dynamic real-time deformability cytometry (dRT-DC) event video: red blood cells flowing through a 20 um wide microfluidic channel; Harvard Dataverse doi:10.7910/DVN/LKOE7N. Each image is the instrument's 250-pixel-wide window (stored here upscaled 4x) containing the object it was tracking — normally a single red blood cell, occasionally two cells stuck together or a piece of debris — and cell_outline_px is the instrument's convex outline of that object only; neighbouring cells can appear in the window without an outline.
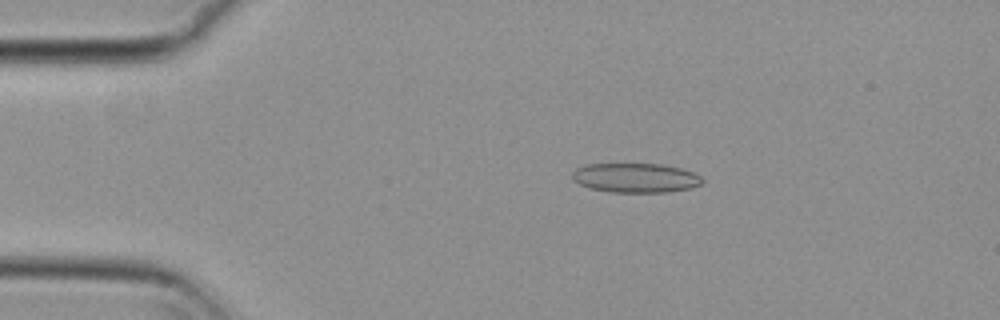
{"species": "common noctule bat (a hibernating species)", "species_latin": "Nyctalus noctula", "temperature_condition": "cold", "stored_images_in_passage": 55, "camera_frame_rate_fps": 3000, "um_per_image_px": 0.085, "animal": {"sex": "female", "body_mass_g": 29.2, "forearm_length_mm": 56.3}, "frame": {"image": 1, "passage_image": 11, "time_ms": 3.333, "image_size_px": [1000, 320], "cell_outline_px": [[704, 180], [700, 184], [688, 188], [664, 192], [612, 192], [588, 188], [572, 180], [572, 172], [576, 168], [584, 164], [660, 164], [680, 168], [692, 172], [700, 176]], "centroid_in_image_um": [53.96, 15.11], "position_along_channel_um": 31.0, "area_um2": 22.2}}
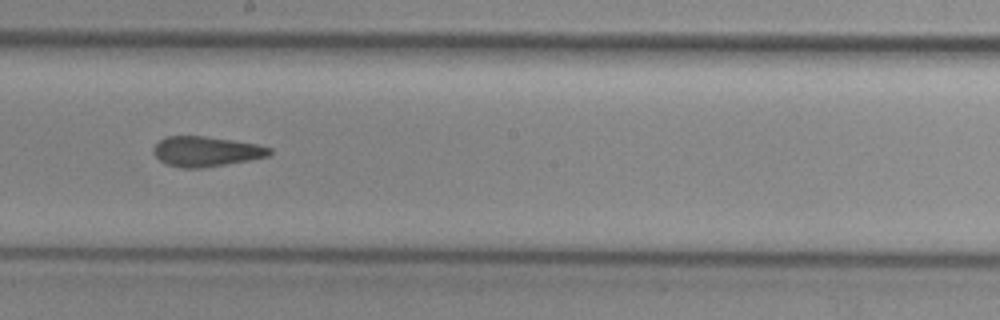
{"frame": {"image": 2, "passage_image": 31, "time_ms": 10.0, "image_size_px": [1000, 320], "cell_outline_px": [[272, 152], [268, 156], [248, 160], [204, 168], [180, 168], [168, 164], [160, 160], [152, 152], [152, 148], [164, 136], [204, 136], [256, 144], [272, 148]], "centroid_in_image_um": [17.49, 12.87], "position_along_channel_um": 230.7, "area_um2": 20.23}}
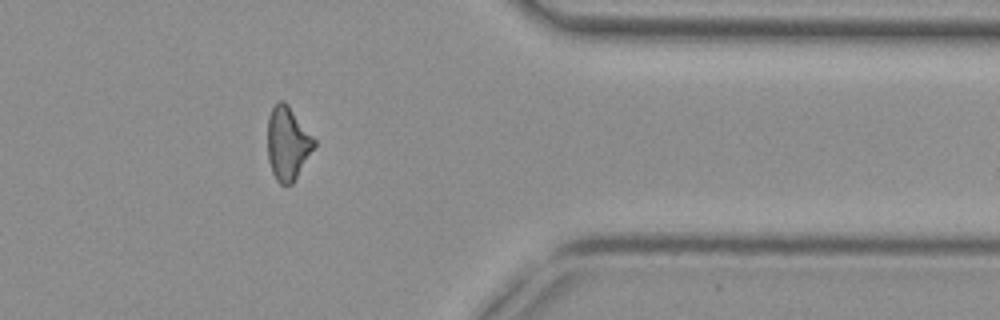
{"frame": {"image": 3, "passage_image": 45, "time_ms": 14.667, "image_size_px": [1000, 320], "cell_outline_px": [[316, 144], [292, 184], [280, 184], [276, 180], [272, 172], [268, 160], [268, 116], [272, 108], [280, 100], [284, 100], [288, 104], [316, 140]], "centroid_in_image_um": [24.44, 12.17], "position_along_channel_um": 387.0, "area_um2": 19.77}, "authors_computed_cell_mechanics": {"area_um2": 20.9814, "velocity_mm_per_s": 3.7342, "shape_relaxation_time_tau1_ms": null, "shape_relaxation_time_tau2_ms": 2.4663, "deformation_change_tau1": null, "deformation_change_tau2": 0.0923}}